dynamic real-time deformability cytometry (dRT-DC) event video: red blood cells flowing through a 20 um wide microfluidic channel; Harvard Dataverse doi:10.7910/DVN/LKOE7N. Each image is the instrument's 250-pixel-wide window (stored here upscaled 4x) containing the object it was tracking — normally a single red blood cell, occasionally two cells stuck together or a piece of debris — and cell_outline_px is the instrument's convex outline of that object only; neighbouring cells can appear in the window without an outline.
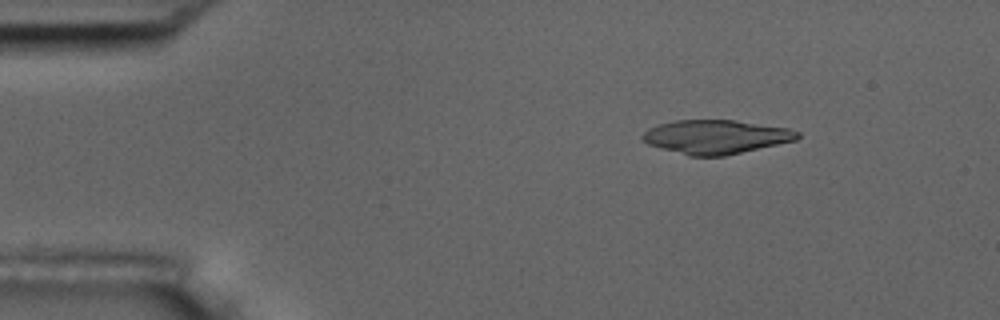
{"species": "common noctule bat (a hibernating species)", "species_latin": "Nyctalus noctula", "temperature_condition": "room temperature", "stored_images_in_passage": 51, "camera_frame_rate_fps": 3000, "um_per_image_px": 0.085, "animal": {"sex": "male", "body_mass_g": 17.5, "forearm_length_mm": 52.3}, "frame": {"image": 1, "passage_image": 5, "time_ms": 1.333, "image_size_px": [1000, 320], "cell_outline_px": [[800, 136], [796, 140], [724, 156], [688, 156], [660, 148], [648, 144], [640, 136], [648, 128], [660, 124], [676, 120], [732, 120], [788, 128], [800, 132]], "centroid_in_image_um": [60.83, 11.63], "position_along_channel_um": 24.2, "area_um2": 30.4}}